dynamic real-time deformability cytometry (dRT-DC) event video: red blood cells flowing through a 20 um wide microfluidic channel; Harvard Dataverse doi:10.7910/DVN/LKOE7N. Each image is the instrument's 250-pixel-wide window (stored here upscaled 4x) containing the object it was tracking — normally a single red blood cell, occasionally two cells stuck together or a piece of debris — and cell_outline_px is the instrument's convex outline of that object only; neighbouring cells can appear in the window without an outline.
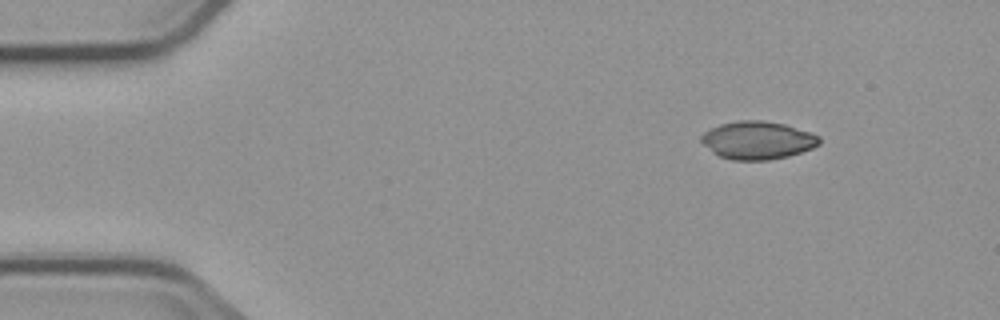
{"species": "common noctule bat (a hibernating species)", "species_latin": "Nyctalus noctula", "temperature_condition": "cold", "stored_images_in_passage": 5, "camera_frame_rate_fps": 3000, "um_per_image_px": 0.085, "animal": {"sex": "male", "body_mass_g": 23.1, "forearm_length_mm": 52.7}, "frame": {"image": 1, "passage_image": 1, "time_ms": 0.0, "image_size_px": [1000, 320], "cell_outline_px": [[820, 144], [812, 148], [788, 156], [768, 160], [732, 160], [720, 156], [712, 152], [700, 140], [700, 136], [704, 132], [720, 124], [740, 120], [764, 120], [784, 124], [820, 136]], "centroid_in_image_um": [64.38, 11.92], "position_along_channel_um": 20.6, "area_um2": 25.95}}
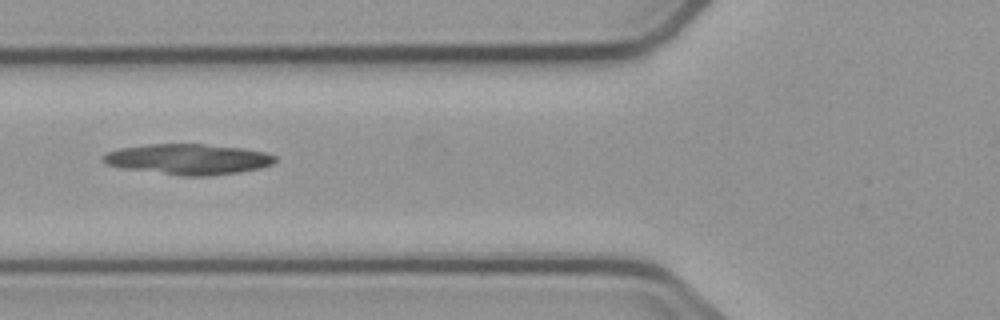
{"frame": {"image": 2, "passage_image": 5, "time_ms": 4.667, "image_size_px": [1000, 320], "cell_outline_px": [[276, 160], [272, 164], [260, 168], [240, 172], [212, 176], [180, 176], [124, 168], [108, 164], [100, 160], [108, 152], [120, 148], [148, 144], [204, 144], [240, 148], [264, 152], [276, 156]], "centroid_in_image_um": [16.01, 13.54], "position_along_channel_um": 109.8, "area_um2": 30.52}}